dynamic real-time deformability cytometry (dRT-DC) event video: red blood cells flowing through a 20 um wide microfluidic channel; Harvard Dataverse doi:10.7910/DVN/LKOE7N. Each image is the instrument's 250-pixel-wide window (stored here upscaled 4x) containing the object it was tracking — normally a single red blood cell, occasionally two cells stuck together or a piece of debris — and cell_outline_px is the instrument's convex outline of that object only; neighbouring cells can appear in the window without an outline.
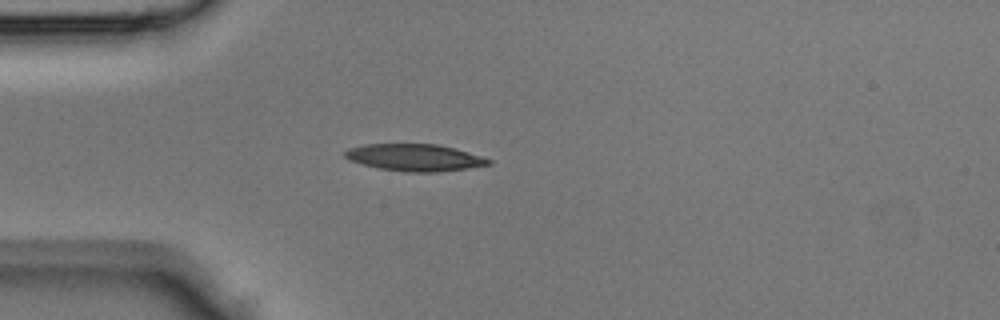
{"species": "Egyptian fruit bat (a non-hibernating species)", "species_latin": "Rousettus aegyptiacus", "temperature_condition": "room temperature", "stored_images_in_passage": 29, "camera_frame_rate_fps": 3000, "um_per_image_px": 0.085, "animal": {"sex": "male"}, "frame": {"image": 1, "passage_image": 1, "time_ms": 0.0, "image_size_px": [1000, 320], "cell_outline_px": [[492, 164], [468, 168], [440, 172], [408, 172], [380, 168], [364, 164], [352, 160], [344, 156], [344, 152], [348, 148], [364, 144], [436, 144], [468, 152], [492, 160]], "centroid_in_image_um": [35.26, 13.39], "position_along_channel_um": 49.7, "area_um2": 22.31}}
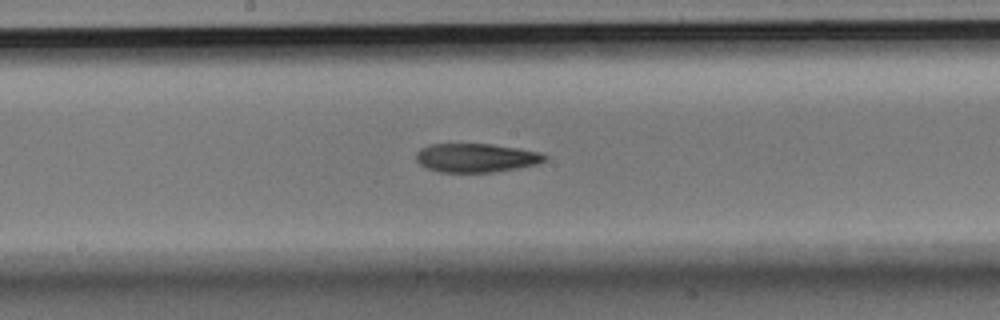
{"frame": {"image": 2, "passage_image": 12, "time_ms": 3.667, "image_size_px": [1000, 320], "cell_outline_px": [[548, 156], [544, 160], [536, 164], [516, 168], [492, 172], [440, 172], [424, 168], [416, 160], [416, 152], [420, 148], [428, 144], [492, 144], [520, 148], [540, 152]], "centroid_in_image_um": [40.43, 13.41], "position_along_channel_um": 207.8, "area_um2": 21.68}}
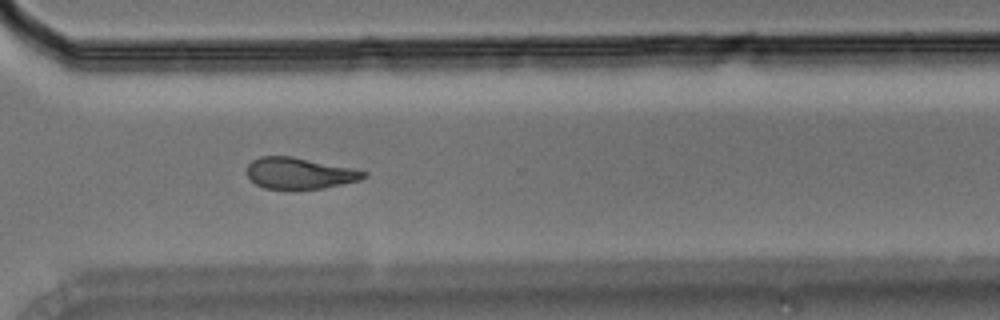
{"frame": {"image": 3, "passage_image": 21, "time_ms": 6.667, "image_size_px": [1000, 320], "cell_outline_px": [[368, 176], [360, 180], [324, 188], [264, 188], [256, 184], [248, 176], [248, 164], [252, 160], [260, 156], [292, 156], [352, 168], [368, 172]], "centroid_in_image_um": [25.48, 14.71], "position_along_channel_um": 345.1, "area_um2": 21.04}}